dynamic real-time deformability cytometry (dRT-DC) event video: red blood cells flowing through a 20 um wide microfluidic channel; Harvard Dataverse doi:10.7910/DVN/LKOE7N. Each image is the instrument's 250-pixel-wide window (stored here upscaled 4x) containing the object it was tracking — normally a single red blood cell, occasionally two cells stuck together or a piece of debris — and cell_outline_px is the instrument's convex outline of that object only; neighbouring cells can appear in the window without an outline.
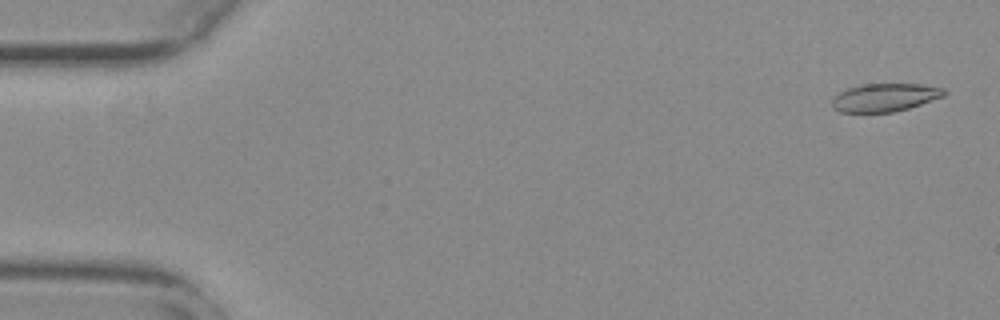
{"species": "common noctule bat (a hibernating species)", "species_latin": "Nyctalus noctula", "temperature_condition": "warm", "stored_images_in_passage": 55, "camera_frame_rate_fps": 3000, "um_per_image_px": 0.085, "animal": {"sex": "female", "body_mass_g": 29.2, "forearm_length_mm": 56.3}, "frame": {"image": 1, "passage_image": 2, "time_ms": 0.333, "image_size_px": [1000, 320], "cell_outline_px": [[948, 92], [944, 96], [908, 108], [892, 112], [840, 112], [832, 108], [832, 100], [840, 92], [848, 88], [860, 84], [920, 84], [944, 88]], "centroid_in_image_um": [75.21, 8.28], "position_along_channel_um": 9.8, "area_um2": 18.26}}
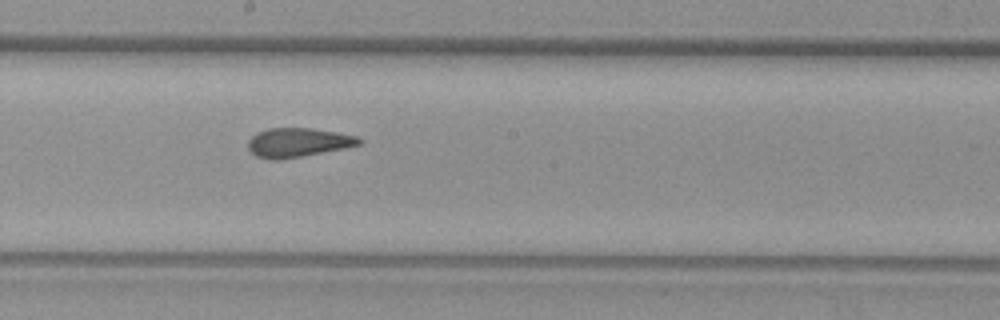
{"frame": {"image": 2, "passage_image": 30, "time_ms": 9.667, "image_size_px": [1000, 320], "cell_outline_px": [[364, 140], [360, 144], [344, 148], [280, 160], [272, 160], [256, 156], [248, 148], [248, 140], [256, 132], [268, 128], [312, 128], [336, 132], [356, 136]], "centroid_in_image_um": [25.3, 12.11], "position_along_channel_um": 222.9, "area_um2": 18.79}}
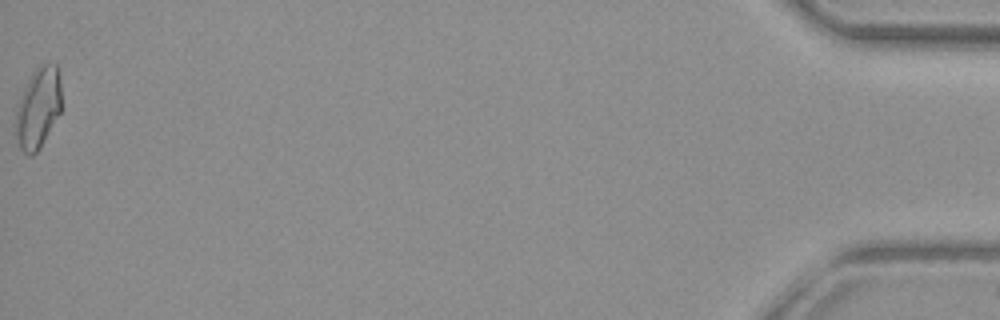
{"frame": {"image": 3, "passage_image": 55, "time_ms": 18.0, "image_size_px": [1000, 320], "cell_outline_px": [[60, 112], [40, 148], [32, 156], [28, 156], [20, 148], [16, 132], [16, 104], [28, 80], [36, 68], [44, 64], [56, 64], [60, 76]], "centroid_in_image_um": [3.23, 9.18], "position_along_channel_um": 432.0, "area_um2": 21.27}, "authors_computed_cell_mechanics": {"area_um2": 19.363, "velocity_mm_per_s": 3.7816, "shape_relaxation_time_tau1_ms": null, "shape_relaxation_time_tau2_ms": 1.5653, "deformation_change_tau1": null, "deformation_change_tau2": 0.0987}}